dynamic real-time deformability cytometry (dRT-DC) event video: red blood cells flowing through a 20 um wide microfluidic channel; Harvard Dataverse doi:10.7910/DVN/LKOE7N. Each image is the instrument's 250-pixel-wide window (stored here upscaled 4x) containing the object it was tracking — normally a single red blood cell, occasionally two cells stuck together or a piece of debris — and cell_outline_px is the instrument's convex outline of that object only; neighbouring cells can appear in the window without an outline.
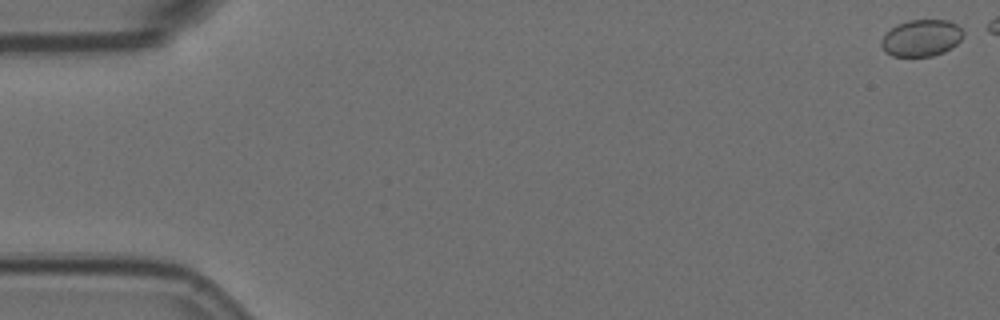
{"species": "Egyptian fruit bat (a non-hibernating species)", "species_latin": "Rousettus aegyptiacus", "temperature_condition": "room temperature", "stored_images_in_passage": 18, "camera_frame_rate_fps": 3000, "um_per_image_px": 0.085, "animal": {"sex": "female"}, "frame": {"image": 1, "passage_image": 1, "time_ms": 0.0, "image_size_px": [1000, 320], "cell_outline_px": [[964, 36], [952, 48], [944, 52], [932, 56], [892, 56], [884, 52], [880, 44], [880, 40], [892, 28], [908, 20], [948, 20], [956, 24], [964, 32]], "centroid_in_image_um": [78.33, 3.24], "position_along_channel_um": 6.7, "area_um2": 17.51}}
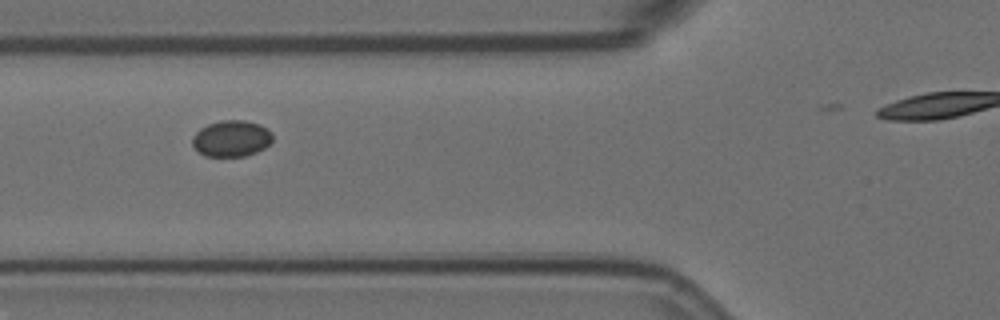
{"frame": {"image": 2, "passage_image": 7, "time_ms": 2.0, "image_size_px": [1000, 320], "cell_outline_px": [[272, 140], [264, 148], [256, 152], [244, 156], [204, 156], [192, 144], [192, 136], [200, 128], [208, 124], [220, 120], [244, 120], [260, 124], [272, 132]], "centroid_in_image_um": [19.67, 11.76], "position_along_channel_um": 106.1, "area_um2": 16.94}}